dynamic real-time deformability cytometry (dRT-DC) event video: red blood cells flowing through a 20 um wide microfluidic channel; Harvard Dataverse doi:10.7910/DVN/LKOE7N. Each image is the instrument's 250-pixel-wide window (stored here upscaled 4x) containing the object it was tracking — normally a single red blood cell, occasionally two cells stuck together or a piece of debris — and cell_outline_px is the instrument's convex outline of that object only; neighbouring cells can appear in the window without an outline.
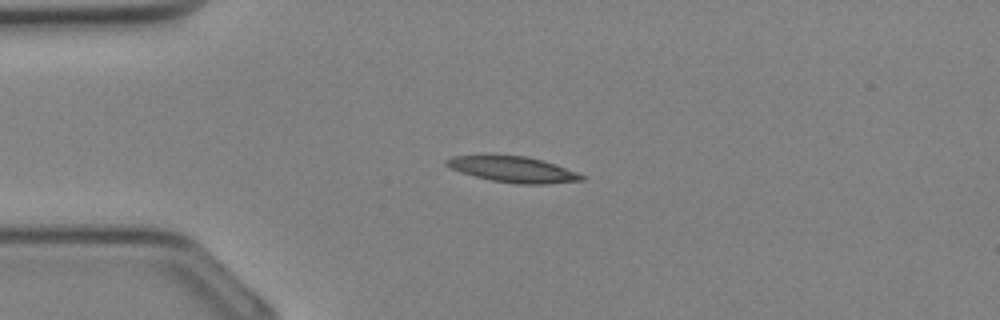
{"species": "Egyptian fruit bat (a non-hibernating species)", "species_latin": "Rousettus aegyptiacus", "temperature_condition": "cold", "stored_images_in_passage": 27, "camera_frame_rate_fps": 3000, "um_per_image_px": 0.085, "animal": {"sex": "female"}, "frame": {"image": 1, "passage_image": 1, "time_ms": 0.0, "image_size_px": [1000, 320], "cell_outline_px": [[584, 180], [548, 184], [516, 184], [492, 180], [476, 176], [452, 168], [444, 164], [444, 160], [452, 156], [524, 156], [556, 164], [576, 172], [584, 176]], "centroid_in_image_um": [43.65, 14.41], "position_along_channel_um": 41.4, "area_um2": 19.83}}
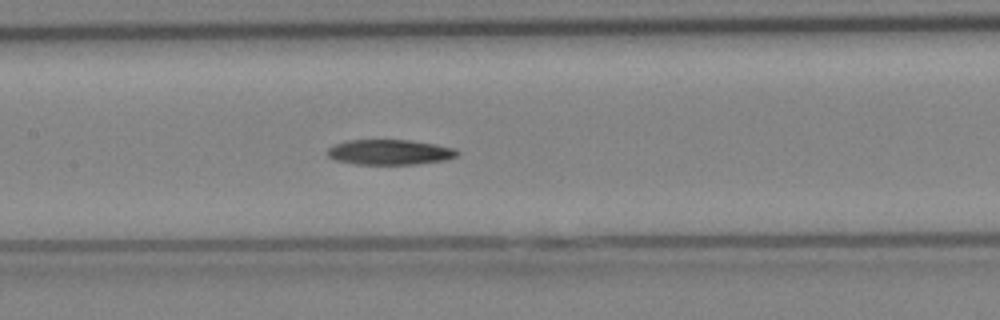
{"frame": {"image": 2, "passage_image": 9, "time_ms": 2.667, "image_size_px": [1000, 320], "cell_outline_px": [[460, 152], [456, 156], [444, 160], [416, 164], [356, 164], [336, 160], [328, 156], [328, 148], [336, 144], [348, 140], [408, 140], [436, 144], [452, 148]], "centroid_in_image_um": [33.12, 12.93], "position_along_channel_um": 174.3, "area_um2": 18.84}}
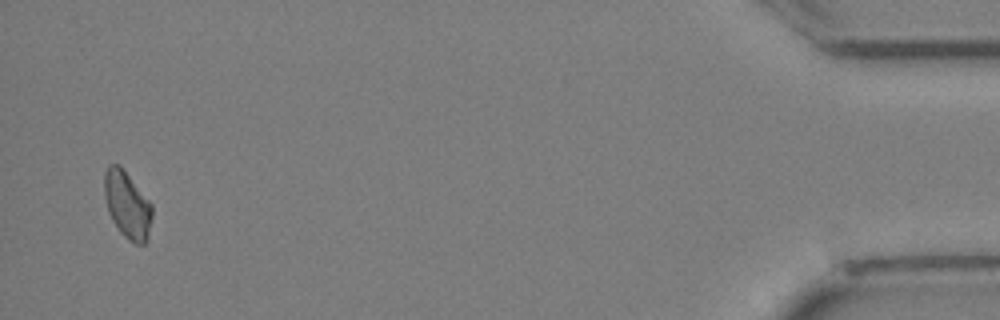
{"frame": {"image": 3, "passage_image": 26, "time_ms": 8.333, "image_size_px": [1000, 320], "cell_outline_px": [[152, 216], [148, 236], [144, 244], [136, 244], [128, 240], [120, 232], [112, 220], [108, 212], [104, 196], [104, 172], [108, 164], [120, 164], [152, 204]], "centroid_in_image_um": [10.8, 17.39], "position_along_channel_um": 424.4, "area_um2": 18.79}}